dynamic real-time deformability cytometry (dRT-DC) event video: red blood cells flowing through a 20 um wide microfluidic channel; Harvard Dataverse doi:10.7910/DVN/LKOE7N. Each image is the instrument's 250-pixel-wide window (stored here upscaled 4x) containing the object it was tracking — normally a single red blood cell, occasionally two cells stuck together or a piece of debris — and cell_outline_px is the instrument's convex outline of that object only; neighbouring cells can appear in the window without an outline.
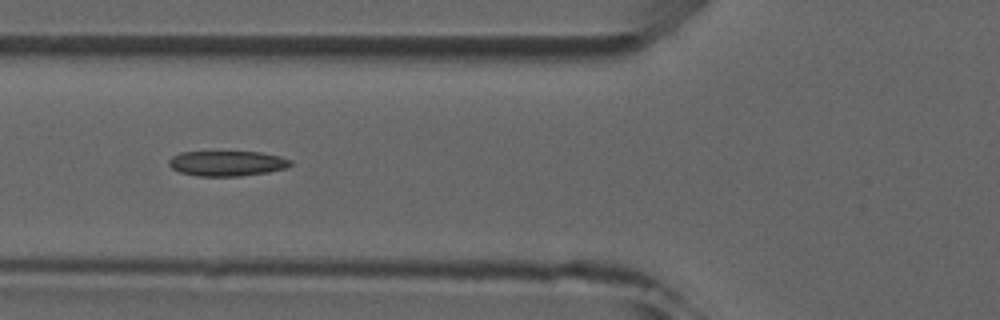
{"species": "common noctule bat (a hibernating species)", "species_latin": "Nyctalus noctula", "temperature_condition": "room temperature", "stored_images_in_passage": 6, "camera_frame_rate_fps": 3000, "um_per_image_px": 0.085, "animal": {"sex": "male", "forearm_length_mm": 52.5}, "frame": {"image": 1, "passage_image": 6, "time_ms": 5.667, "image_size_px": [1000, 320], "cell_outline_px": [[292, 164], [288, 168], [268, 172], [240, 176], [196, 176], [180, 172], [172, 168], [168, 164], [168, 160], [172, 156], [180, 152], [260, 152], [280, 156], [292, 160]], "centroid_in_image_um": [19.31, 13.89], "position_along_channel_um": 106.5, "area_um2": 17.98}}